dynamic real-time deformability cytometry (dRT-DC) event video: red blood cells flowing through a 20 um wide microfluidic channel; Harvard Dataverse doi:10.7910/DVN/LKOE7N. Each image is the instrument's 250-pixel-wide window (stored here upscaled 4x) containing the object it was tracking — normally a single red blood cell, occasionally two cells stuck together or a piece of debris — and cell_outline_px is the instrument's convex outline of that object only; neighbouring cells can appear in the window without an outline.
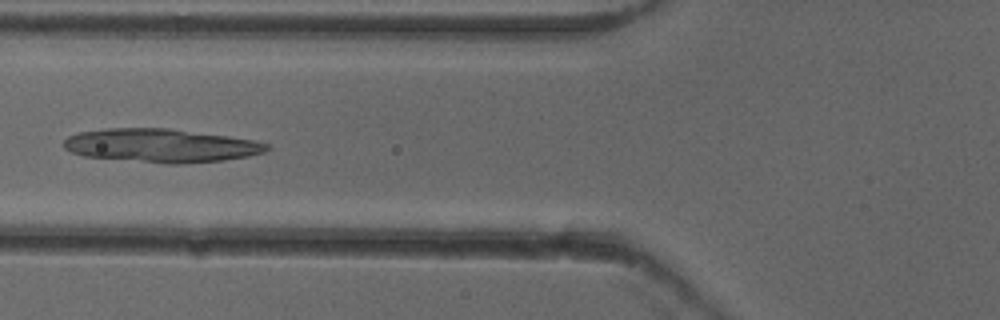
{"species": "common noctule bat (a hibernating species)", "species_latin": "Nyctalus noctula", "temperature_condition": "cold", "stored_images_in_passage": 53, "camera_frame_rate_fps": 3000, "um_per_image_px": 0.085, "animal": {"sex": "female"}, "frame": {"image": 1, "passage_image": 21, "time_ms": 6.667, "image_size_px": [1000, 320], "cell_outline_px": [[272, 148], [264, 152], [248, 156], [224, 160], [180, 164], [164, 164], [84, 156], [72, 152], [64, 148], [64, 140], [68, 136], [80, 132], [108, 128], [168, 128], [228, 136], [256, 140], [272, 144]], "centroid_in_image_um": [13.73, 12.37], "position_along_channel_um": 112.1, "area_um2": 39.88}}
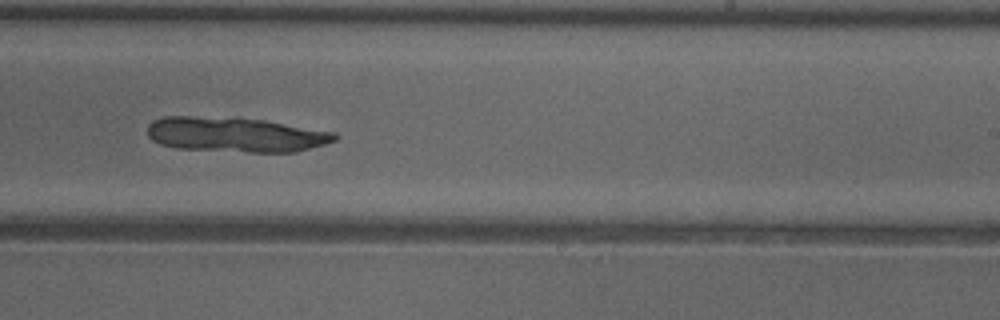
{"frame": {"image": 2, "passage_image": 33, "time_ms": 10.667, "image_size_px": [1000, 320], "cell_outline_px": [[336, 140], [324, 144], [296, 152], [252, 152], [176, 148], [160, 144], [152, 140], [148, 136], [148, 124], [152, 120], [164, 116], [236, 116], [264, 120], [336, 132]], "centroid_in_image_um": [19.98, 11.42], "position_along_channel_um": 269.0, "area_um2": 38.49}}
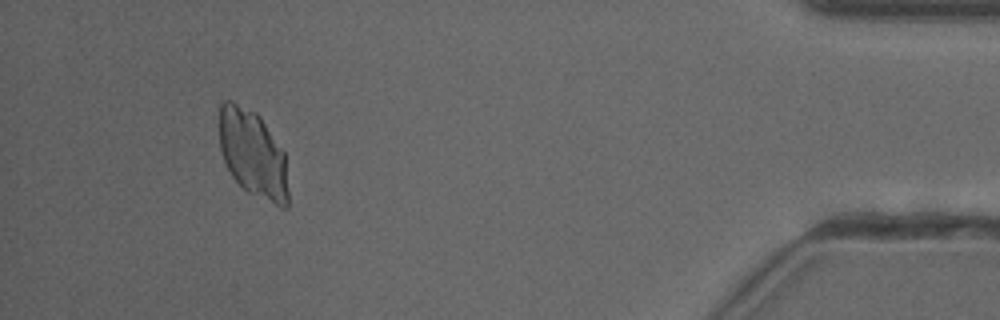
{"frame": {"image": 3, "passage_image": 49, "time_ms": 16.0, "image_size_px": [1000, 320], "cell_outline_px": [[288, 208], [280, 208], [248, 192], [232, 176], [224, 160], [220, 148], [220, 104], [224, 100], [232, 100], [256, 112], [260, 116], [284, 152], [288, 192]], "centroid_in_image_um": [21.5, 13.07], "position_along_channel_um": 413.7, "area_um2": 35.08}}